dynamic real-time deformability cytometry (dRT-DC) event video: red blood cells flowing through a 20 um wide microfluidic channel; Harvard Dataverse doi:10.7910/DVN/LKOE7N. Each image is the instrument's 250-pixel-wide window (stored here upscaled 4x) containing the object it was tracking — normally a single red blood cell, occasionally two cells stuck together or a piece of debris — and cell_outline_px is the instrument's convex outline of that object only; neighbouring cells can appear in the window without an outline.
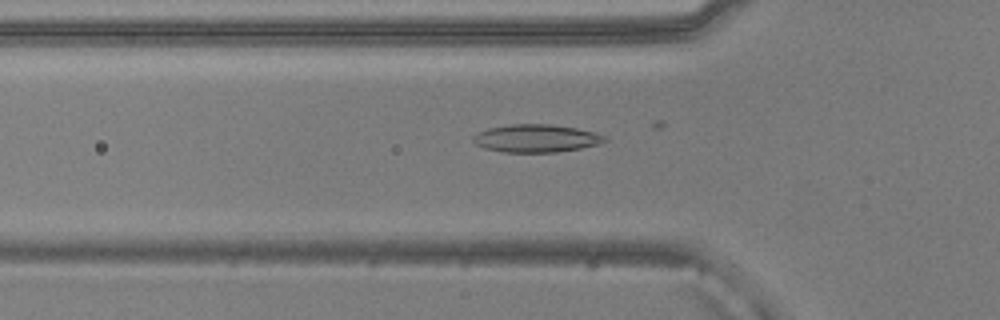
{"species": "common noctule bat (a hibernating species)", "species_latin": "Nyctalus noctula", "temperature_condition": "warm", "stored_images_in_passage": 33, "camera_frame_rate_fps": 3000, "um_per_image_px": 0.085, "animal": {"sex": "male", "body_mass_g": 20.5, "forearm_length_mm": 52.5}, "frame": {"image": 1, "passage_image": 17, "time_ms": 5.333, "image_size_px": [1000, 320], "cell_outline_px": [[608, 140], [596, 144], [580, 148], [556, 152], [504, 152], [484, 148], [476, 144], [472, 140], [472, 136], [488, 128], [512, 124], [548, 124], [576, 128], [592, 132], [604, 136]], "centroid_in_image_um": [45.53, 11.76], "position_along_channel_um": 80.3, "area_um2": 21.04}}
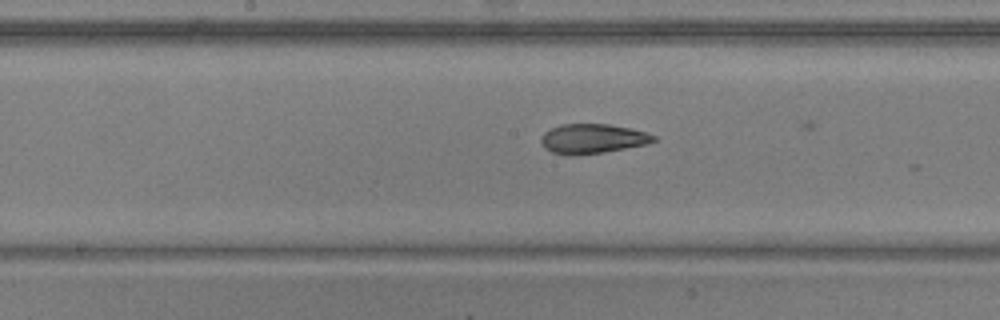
{"frame": {"image": 2, "passage_image": 26, "time_ms": 8.333, "image_size_px": [1000, 320], "cell_outline_px": [[656, 140], [648, 144], [604, 152], [576, 156], [568, 156], [552, 152], [544, 148], [540, 140], [540, 136], [544, 132], [560, 124], [608, 124], [628, 128], [644, 132], [656, 136]], "centroid_in_image_um": [50.32, 11.8], "position_along_channel_um": 197.9, "area_um2": 19.54}}
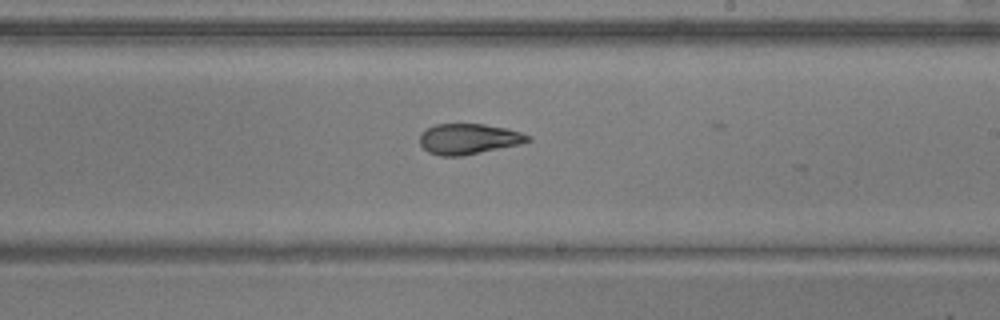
{"frame": {"image": 3, "passage_image": 30, "time_ms": 9.667, "image_size_px": [1000, 320], "cell_outline_px": [[532, 140], [520, 144], [460, 156], [440, 156], [428, 152], [420, 144], [420, 132], [436, 124], [484, 124], [508, 128], [532, 136]], "centroid_in_image_um": [39.84, 11.8], "position_along_channel_um": 249.2, "area_um2": 19.25}}